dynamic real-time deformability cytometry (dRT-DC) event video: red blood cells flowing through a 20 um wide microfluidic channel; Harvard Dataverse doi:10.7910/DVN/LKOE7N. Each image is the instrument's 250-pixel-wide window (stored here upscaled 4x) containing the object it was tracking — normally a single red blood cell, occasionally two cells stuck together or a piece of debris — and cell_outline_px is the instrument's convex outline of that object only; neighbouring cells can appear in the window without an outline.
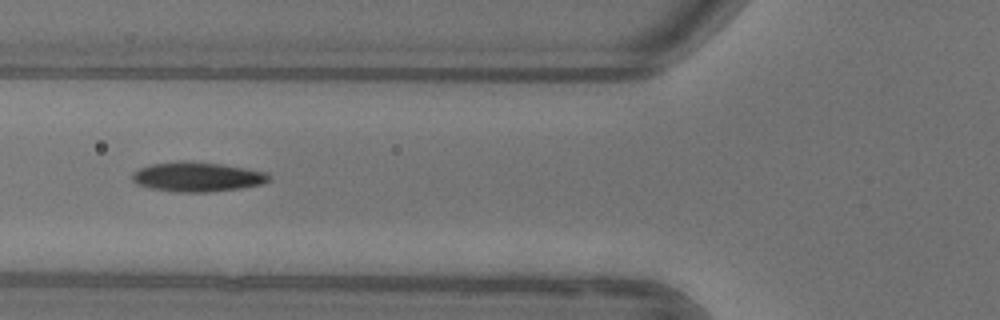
{"species": "common noctule bat (a hibernating species)", "species_latin": "Nyctalus noctula", "temperature_condition": "warm", "stored_images_in_passage": 39, "camera_frame_rate_fps": 3000, "um_per_image_px": 0.085, "animal": {"sex": "female"}, "frame": {"image": 1, "passage_image": 6, "time_ms": 1.667, "image_size_px": [1000, 320], "cell_outline_px": [[272, 176], [268, 180], [260, 184], [240, 188], [208, 192], [176, 192], [152, 188], [140, 184], [132, 180], [132, 172], [140, 168], [152, 164], [180, 160], [188, 160], [224, 164], [268, 172]], "centroid_in_image_um": [16.79, 15.01], "position_along_channel_um": 109.0, "area_um2": 23.64}, "authors_computed_cell_mechanics": {"area_um2": 22.9466, "velocity_mm_per_s": 3.9235, "shape_relaxation_time_tau1_ms": 4.31, "shape_relaxation_time_tau2_ms": 4.1775, "deformation_change_tau1": 0.1675, "deformation_change_tau2": 0.0983}}